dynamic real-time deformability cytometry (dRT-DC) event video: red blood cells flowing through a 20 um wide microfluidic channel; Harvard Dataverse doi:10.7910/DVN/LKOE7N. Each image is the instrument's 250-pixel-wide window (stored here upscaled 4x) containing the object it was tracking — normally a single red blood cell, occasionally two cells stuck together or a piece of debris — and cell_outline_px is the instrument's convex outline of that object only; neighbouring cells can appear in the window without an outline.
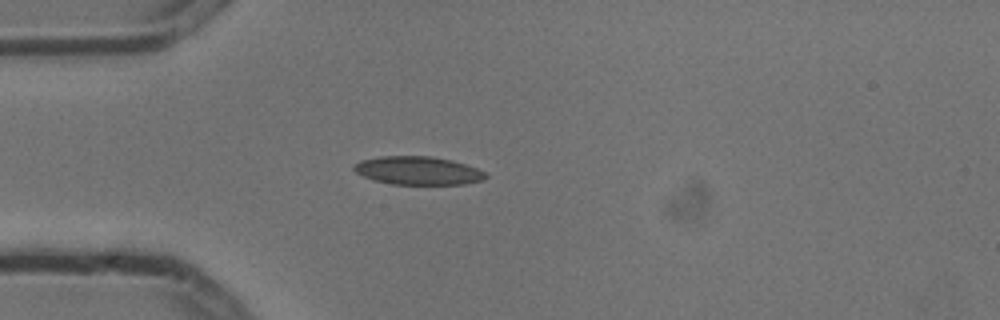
{"species": "common noctule bat (a hibernating species)", "species_latin": "Nyctalus noctula", "temperature_condition": "cold", "stored_images_in_passage": 1, "camera_frame_rate_fps": 3000, "um_per_image_px": 0.085, "animal": {"sex": "male", "body_mass_g": 13.3}, "frame": {"image": 1, "passage_image": 1, "time_ms": 0.0, "image_size_px": [1000, 320], "cell_outline_px": [[488, 176], [484, 180], [464, 184], [392, 184], [372, 180], [356, 172], [352, 168], [360, 160], [380, 156], [428, 156], [452, 160], [476, 168], [484, 172]], "centroid_in_image_um": [35.52, 14.5], "position_along_channel_um": 49.5, "area_um2": 21.62}}